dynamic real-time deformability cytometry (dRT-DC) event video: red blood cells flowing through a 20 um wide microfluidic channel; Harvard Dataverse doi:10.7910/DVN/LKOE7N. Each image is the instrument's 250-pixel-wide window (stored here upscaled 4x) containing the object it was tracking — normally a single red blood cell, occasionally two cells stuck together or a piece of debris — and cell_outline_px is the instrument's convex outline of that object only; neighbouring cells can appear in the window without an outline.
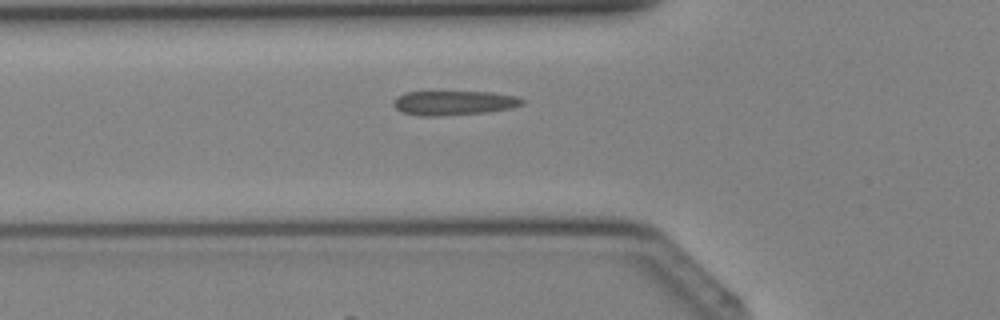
{"species": "Egyptian fruit bat (a non-hibernating species)", "species_latin": "Rousettus aegyptiacus", "temperature_condition": "cold", "stored_images_in_passage": 36, "camera_frame_rate_fps": 3000, "um_per_image_px": 0.085, "animal": {"sex": "female"}, "frame": {"image": 1, "passage_image": 10, "time_ms": 3.0, "image_size_px": [1000, 320], "cell_outline_px": [[524, 104], [512, 108], [484, 112], [440, 116], [420, 116], [400, 112], [392, 104], [392, 100], [396, 96], [404, 92], [492, 92], [516, 96], [524, 100]], "centroid_in_image_um": [38.53, 8.74], "position_along_channel_um": 87.3, "area_um2": 18.44}}
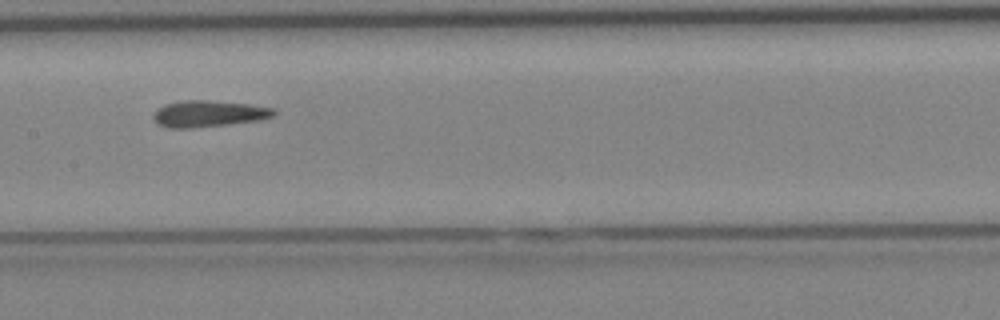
{"frame": {"image": 2, "passage_image": 16, "time_ms": 5.0, "image_size_px": [1000, 320], "cell_outline_px": [[276, 116], [260, 120], [228, 124], [192, 128], [168, 128], [156, 124], [152, 120], [152, 116], [164, 104], [184, 100], [212, 100], [248, 104], [272, 108], [276, 112]], "centroid_in_image_um": [17.72, 9.67], "position_along_channel_um": 189.7, "area_um2": 18.67}}
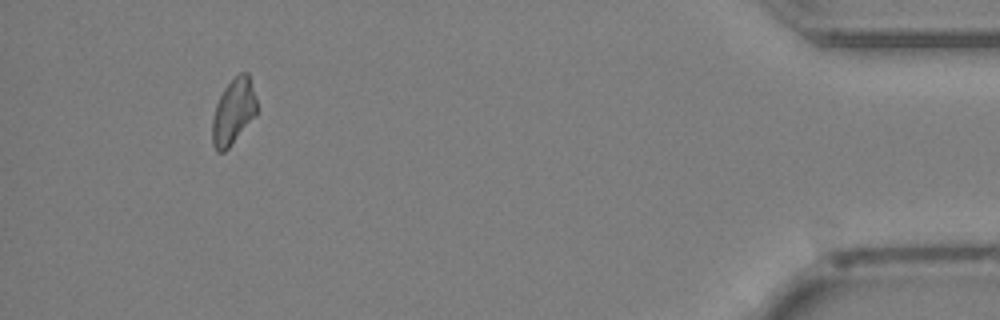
{"frame": {"image": 3, "passage_image": 33, "time_ms": 10.667, "image_size_px": [1000, 320], "cell_outline_px": [[256, 112], [228, 148], [224, 152], [216, 152], [212, 144], [212, 120], [216, 104], [224, 88], [240, 72], [248, 72], [256, 100]], "centroid_in_image_um": [19.8, 9.49], "position_along_channel_um": 415.4, "area_um2": 16.53}}